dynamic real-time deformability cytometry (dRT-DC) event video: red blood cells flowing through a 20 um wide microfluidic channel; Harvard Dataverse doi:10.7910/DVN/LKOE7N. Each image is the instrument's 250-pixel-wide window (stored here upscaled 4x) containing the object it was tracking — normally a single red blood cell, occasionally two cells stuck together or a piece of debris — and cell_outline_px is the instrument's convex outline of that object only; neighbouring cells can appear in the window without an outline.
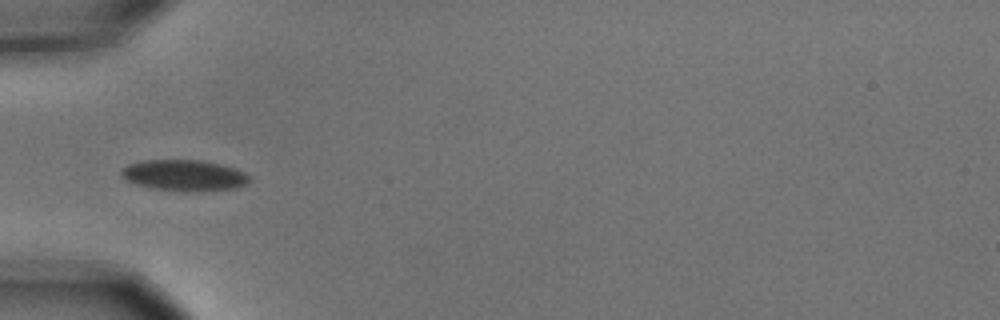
{"species": "common noctule bat (a hibernating species)", "species_latin": "Nyctalus noctula", "temperature_condition": "cold", "stored_images_in_passage": 10, "camera_frame_rate_fps": 3000, "um_per_image_px": 0.085, "animal": {"sex": "male", "body_mass_g": 15.6}, "frame": {"image": 1, "passage_image": 5, "time_ms": 1.333, "image_size_px": [1000, 320], "cell_outline_px": [[252, 180], [236, 188], [200, 192], [184, 192], [148, 188], [136, 184], [120, 176], [120, 168], [128, 164], [144, 160], [200, 160], [220, 164], [244, 172], [252, 176]], "centroid_in_image_um": [15.64, 14.92], "position_along_channel_um": 69.4, "area_um2": 23.58}}
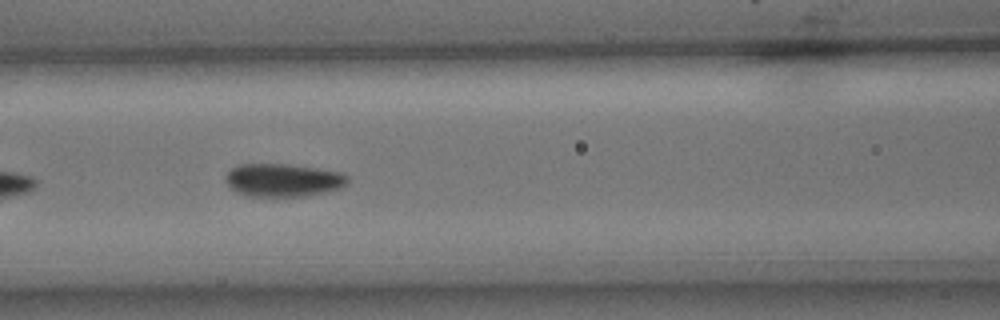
{"frame": {"image": 2, "passage_image": 7, "time_ms": 2.0, "image_size_px": [1000, 320], "cell_outline_px": [[348, 180], [340, 188], [328, 192], [308, 196], [244, 196], [236, 192], [224, 180], [224, 176], [232, 168], [240, 164], [288, 164], [344, 172], [348, 176]], "centroid_in_image_um": [24.06, 15.31], "position_along_channel_um": 142.5, "area_um2": 23.7}}
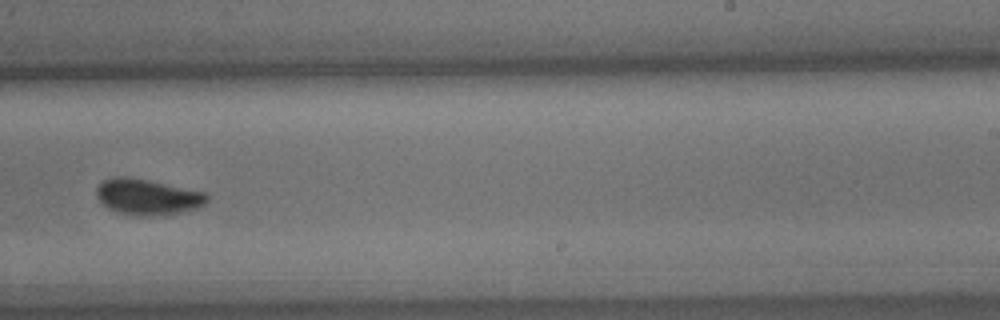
{"frame": {"image": 3, "passage_image": 10, "time_ms": 3.0, "image_size_px": [1000, 320], "cell_outline_px": [[208, 200], [200, 208], [180, 212], [148, 216], [132, 216], [116, 212], [108, 208], [96, 196], [96, 188], [104, 180], [112, 176], [128, 176], [208, 192]], "centroid_in_image_um": [12.55, 16.73], "position_along_channel_um": 276.4, "area_um2": 23.35}}